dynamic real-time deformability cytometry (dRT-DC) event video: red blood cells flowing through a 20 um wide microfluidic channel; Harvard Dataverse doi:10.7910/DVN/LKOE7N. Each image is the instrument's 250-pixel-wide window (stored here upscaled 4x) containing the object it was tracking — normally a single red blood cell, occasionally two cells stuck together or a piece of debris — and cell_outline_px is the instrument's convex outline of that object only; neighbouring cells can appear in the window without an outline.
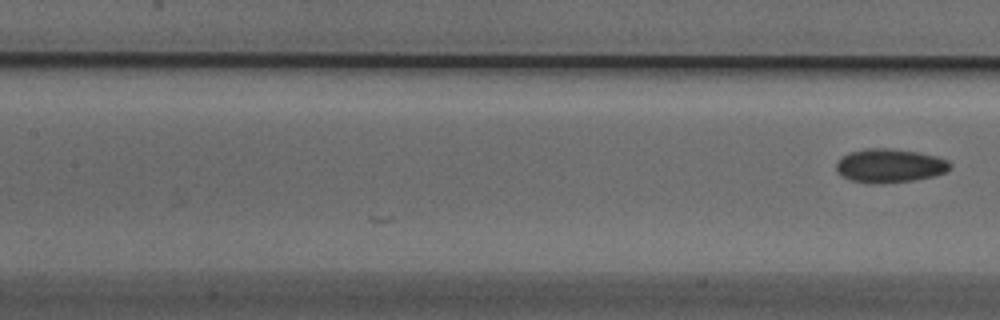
{"species": "Egyptian fruit bat (a non-hibernating species)", "species_latin": "Rousettus aegyptiacus", "temperature_condition": "cold", "stored_images_in_passage": 9, "camera_frame_rate_fps": 3000, "um_per_image_px": 0.085, "animal": {"sex": "male"}, "frame": {"image": 1, "passage_image": 9, "time_ms": 2.667, "image_size_px": [1000, 320], "cell_outline_px": [[952, 168], [948, 172], [936, 176], [912, 180], [884, 184], [868, 184], [852, 180], [836, 172], [836, 160], [848, 152], [864, 148], [888, 148], [916, 152], [936, 156], [948, 160], [952, 164]], "centroid_in_image_um": [75.63, 14.09], "position_along_channel_um": 131.8, "area_um2": 22.83}}